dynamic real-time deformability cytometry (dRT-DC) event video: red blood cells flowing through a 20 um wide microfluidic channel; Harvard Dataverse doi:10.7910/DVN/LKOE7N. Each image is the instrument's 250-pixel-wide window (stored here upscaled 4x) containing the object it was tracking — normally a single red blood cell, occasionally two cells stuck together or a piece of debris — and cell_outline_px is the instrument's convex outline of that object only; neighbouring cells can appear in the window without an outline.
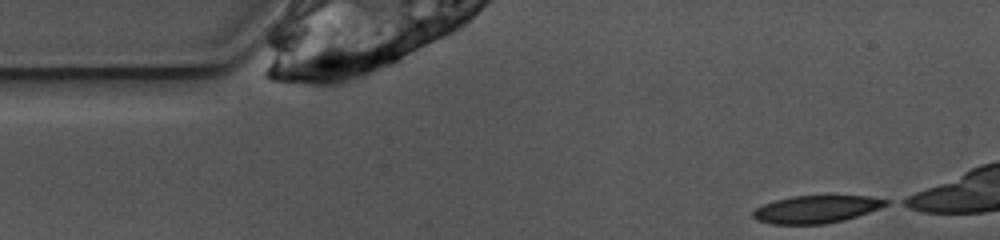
{"species": "common noctule bat (a hibernating species)", "species_latin": "Nyctalus noctula", "temperature_condition": "warm", "stored_images_in_passage": 1, "camera_frame_rate_fps": 3000, "um_per_image_px": 0.085, "animal": {"sex": "female", "body_mass_g": 10.0, "forearm_length_mm": 53.1}, "frame": {"image": 1, "passage_image": 1, "time_ms": 0.0, "image_size_px": [1000, 240], "cell_outline_px": [[892, 200], [888, 204], [880, 208], [844, 220], [824, 224], [772, 224], [756, 220], [752, 216], [752, 212], [756, 208], [764, 204], [776, 200], [792, 196], [868, 196]], "centroid_in_image_um": [69.39, 17.78], "position_along_channel_um": 15.6, "area_um2": 21.27}}